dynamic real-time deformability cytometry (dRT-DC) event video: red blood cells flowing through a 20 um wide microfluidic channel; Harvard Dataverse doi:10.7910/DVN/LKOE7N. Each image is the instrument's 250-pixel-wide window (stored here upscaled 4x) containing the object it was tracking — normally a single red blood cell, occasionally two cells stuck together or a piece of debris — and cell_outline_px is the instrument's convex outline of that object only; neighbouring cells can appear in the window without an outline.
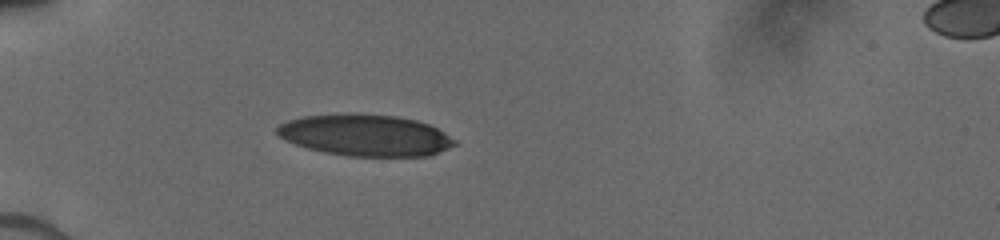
{"species": "human", "species_latin": "Homo sapiens", "temperature_condition": "cold", "stored_images_in_passage": 5, "camera_frame_rate_fps": 3000, "um_per_image_px": 0.085, "donor": {"sex": "male"}, "frame": {"image": 1, "passage_image": 5, "time_ms": 4.333, "image_size_px": [1000, 240], "cell_outline_px": [[456, 144], [440, 152], [428, 156], [348, 156], [324, 152], [308, 148], [284, 140], [276, 132], [276, 128], [280, 124], [288, 120], [304, 116], [348, 112], [356, 112], [396, 116], [416, 120], [428, 124], [444, 132], [456, 140]], "centroid_in_image_um": [31.05, 11.48], "position_along_channel_um": 54.0, "area_um2": 43.29}}